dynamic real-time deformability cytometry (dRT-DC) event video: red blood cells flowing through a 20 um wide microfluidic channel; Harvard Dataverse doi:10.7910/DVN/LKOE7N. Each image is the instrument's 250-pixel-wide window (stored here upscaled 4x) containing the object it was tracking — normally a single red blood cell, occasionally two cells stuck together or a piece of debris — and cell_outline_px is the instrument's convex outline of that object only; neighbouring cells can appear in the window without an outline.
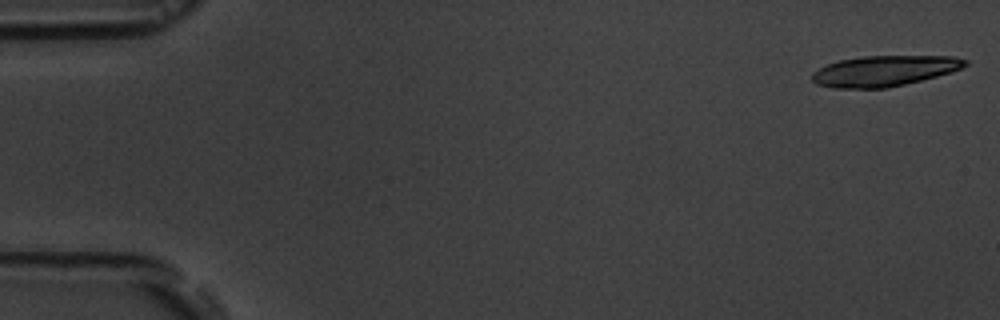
{"species": "common noctule bat (a hibernating species)", "species_latin": "Nyctalus noctula", "temperature_condition": "room temperature", "stored_images_in_passage": 6, "camera_frame_rate_fps": 3000, "um_per_image_px": 0.085, "animal": {"sex": "male", "body_mass_g": 19.5, "forearm_length_mm": 54.6}, "frame": {"image": 1, "passage_image": 1, "time_ms": 0.0, "image_size_px": [1000, 320], "cell_outline_px": [[968, 64], [952, 72], [888, 88], [832, 88], [816, 84], [812, 80], [812, 72], [828, 64], [840, 60], [864, 56], [952, 56], [968, 60]], "centroid_in_image_um": [75.15, 6.03], "position_along_channel_um": 9.8, "area_um2": 27.17}}
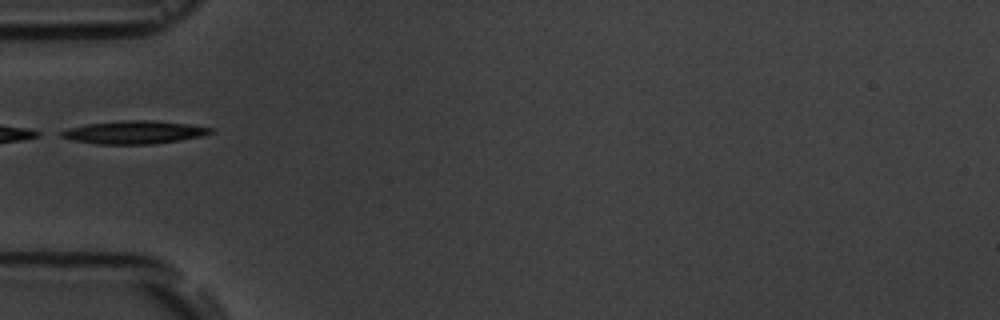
{"frame": {"image": 2, "passage_image": 6, "time_ms": 5.667, "image_size_px": [1000, 320], "cell_outline_px": [[212, 132], [204, 136], [180, 140], [152, 144], [96, 144], [72, 140], [60, 136], [60, 132], [68, 128], [88, 124], [120, 120], [152, 120], [192, 124], [212, 128]], "centroid_in_image_um": [11.43, 11.24], "position_along_channel_um": 73.6, "area_um2": 20.11}}